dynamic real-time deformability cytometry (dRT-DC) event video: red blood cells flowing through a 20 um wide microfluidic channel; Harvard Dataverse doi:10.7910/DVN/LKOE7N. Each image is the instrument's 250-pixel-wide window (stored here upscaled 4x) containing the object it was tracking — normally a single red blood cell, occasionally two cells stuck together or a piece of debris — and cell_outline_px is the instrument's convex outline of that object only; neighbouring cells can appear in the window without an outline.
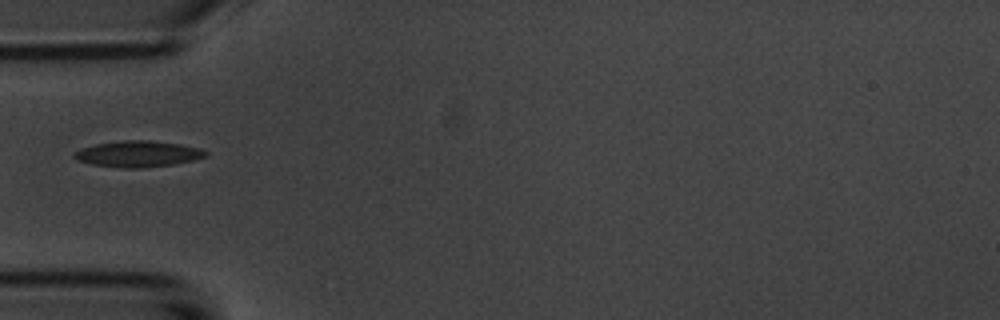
{"species": "common noctule bat (a hibernating species)", "species_latin": "Nyctalus noctula", "temperature_condition": "room temperature", "stored_images_in_passage": 8, "camera_frame_rate_fps": 3000, "um_per_image_px": 0.085, "animal": {"sex": "male", "body_mass_g": 20.1, "forearm_length_mm": 53.5}, "frame": {"image": 1, "passage_image": 5, "time_ms": 4.667, "image_size_px": [1000, 320], "cell_outline_px": [[208, 156], [192, 160], [172, 164], [140, 168], [124, 168], [92, 164], [76, 160], [72, 156], [72, 152], [80, 148], [96, 144], [124, 140], [152, 140], [180, 144], [200, 148], [208, 152]], "centroid_in_image_um": [11.7, 13.07], "position_along_channel_um": 73.3, "area_um2": 20.06}}
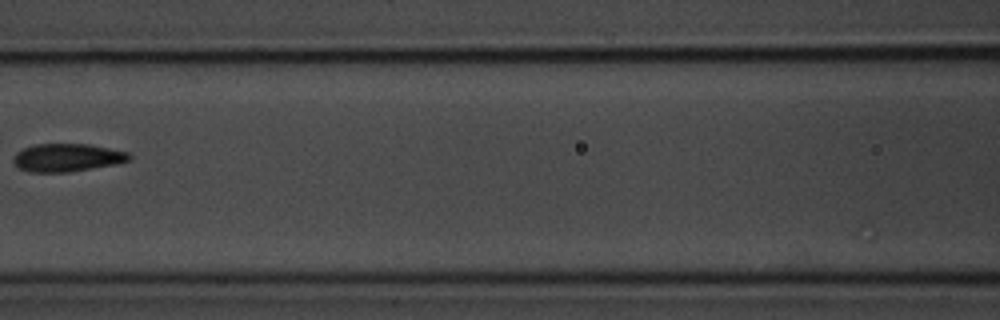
{"frame": {"image": 2, "passage_image": 7, "time_ms": 7.0, "image_size_px": [1000, 320], "cell_outline_px": [[132, 160], [116, 164], [68, 172], [32, 172], [20, 168], [12, 160], [12, 156], [16, 152], [24, 148], [36, 144], [88, 144], [128, 152], [132, 156]], "centroid_in_image_um": [5.72, 13.39], "position_along_channel_um": 160.9, "area_um2": 18.84}}
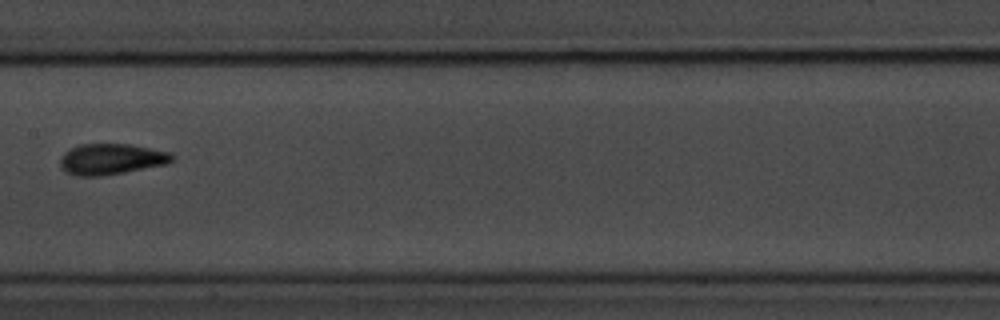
{"frame": {"image": 3, "passage_image": 8, "time_ms": 8.0, "image_size_px": [1000, 320], "cell_outline_px": [[176, 156], [168, 164], [124, 172], [100, 176], [76, 176], [60, 168], [60, 156], [64, 152], [80, 144], [128, 144], [172, 152]], "centroid_in_image_um": [9.47, 13.52], "position_along_channel_um": 197.9, "area_um2": 20.23}}